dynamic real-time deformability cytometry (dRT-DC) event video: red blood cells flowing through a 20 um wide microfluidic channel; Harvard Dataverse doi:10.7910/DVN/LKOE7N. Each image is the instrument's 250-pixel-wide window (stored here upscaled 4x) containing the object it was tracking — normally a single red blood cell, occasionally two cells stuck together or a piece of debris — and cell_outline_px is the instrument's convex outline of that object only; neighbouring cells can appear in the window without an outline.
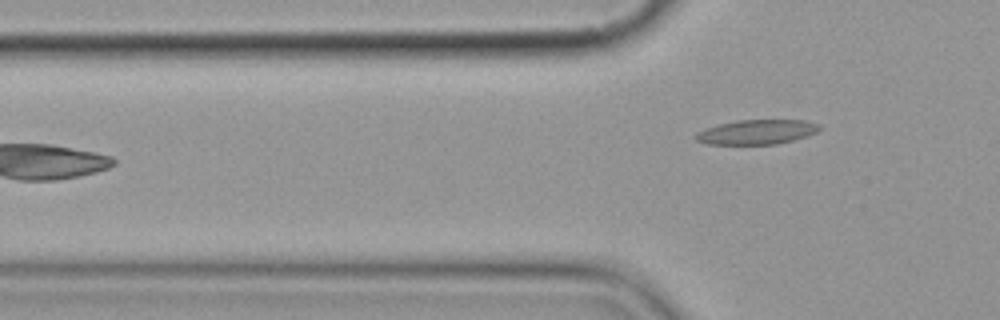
{"species": "common noctule bat (a hibernating species)", "species_latin": "Nyctalus noctula", "temperature_condition": "cold", "stored_images_in_passage": 6, "camera_frame_rate_fps": 3000, "um_per_image_px": 0.085, "animal": {"sex": "female", "body_mass_g": 19.9}, "frame": {"image": 1, "passage_image": 6, "time_ms": 6.667, "image_size_px": [1000, 320], "cell_outline_px": [[820, 128], [816, 132], [808, 136], [776, 144], [708, 144], [696, 140], [692, 136], [696, 132], [704, 128], [716, 124], [736, 120], [804, 120], [820, 124]], "centroid_in_image_um": [64.27, 11.21], "position_along_channel_um": 61.5, "area_um2": 17.92}}